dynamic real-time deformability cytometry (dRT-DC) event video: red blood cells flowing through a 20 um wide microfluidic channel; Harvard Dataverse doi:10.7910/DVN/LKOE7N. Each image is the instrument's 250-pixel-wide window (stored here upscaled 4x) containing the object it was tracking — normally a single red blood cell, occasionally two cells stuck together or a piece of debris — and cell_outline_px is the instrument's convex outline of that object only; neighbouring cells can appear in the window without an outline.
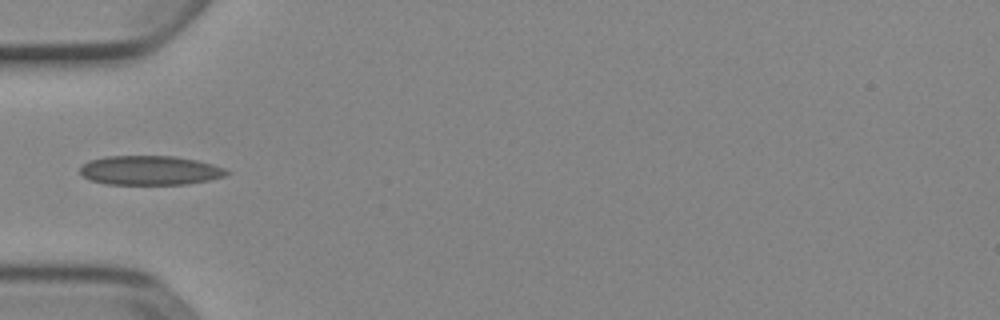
{"species": "Egyptian fruit bat (a non-hibernating species)", "species_latin": "Rousettus aegyptiacus", "temperature_condition": "cold", "stored_images_in_passage": 6, "camera_frame_rate_fps": 3000, "um_per_image_px": 0.085, "animal": {"sex": "female"}, "frame": {"image": 1, "passage_image": 5, "time_ms": 1.333, "image_size_px": [1000, 320], "cell_outline_px": [[232, 172], [224, 176], [208, 180], [188, 184], [108, 184], [92, 180], [84, 176], [80, 172], [80, 164], [88, 160], [104, 156], [172, 156], [196, 160], [212, 164], [224, 168]], "centroid_in_image_um": [12.73, 14.47], "position_along_channel_um": 72.3, "area_um2": 25.03}}
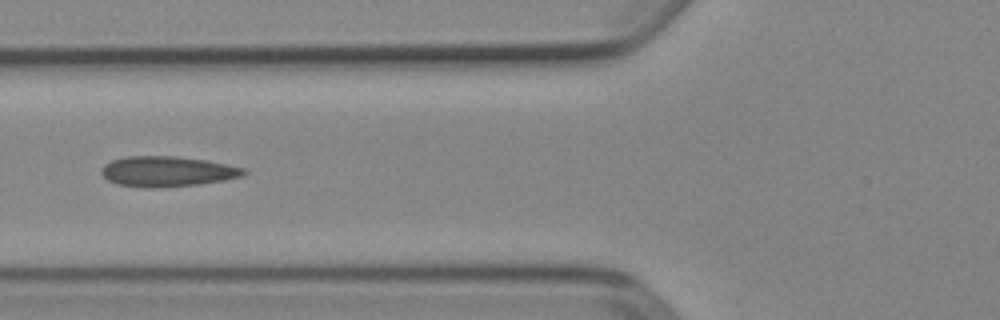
{"frame": {"image": 2, "passage_image": 6, "time_ms": 1.667, "image_size_px": [1000, 320], "cell_outline_px": [[248, 172], [244, 176], [224, 180], [200, 184], [152, 188], [116, 184], [108, 180], [100, 172], [104, 164], [112, 160], [128, 156], [172, 156], [204, 160], [228, 164], [244, 168]], "centroid_in_image_um": [14.23, 14.57], "position_along_channel_um": 111.6, "area_um2": 25.09}}